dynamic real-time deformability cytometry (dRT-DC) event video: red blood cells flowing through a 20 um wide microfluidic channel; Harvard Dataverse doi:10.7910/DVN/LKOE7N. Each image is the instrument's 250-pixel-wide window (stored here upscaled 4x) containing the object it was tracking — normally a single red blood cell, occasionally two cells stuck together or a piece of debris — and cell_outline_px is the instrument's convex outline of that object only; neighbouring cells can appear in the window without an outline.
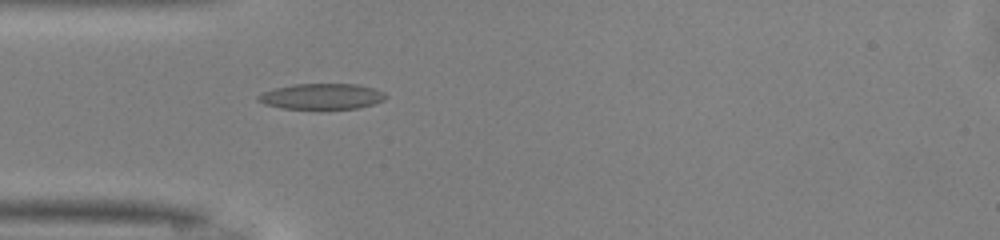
{"species": "common noctule bat (a hibernating species)", "species_latin": "Nyctalus noctula", "temperature_condition": "warm", "stored_images_in_passage": 43, "camera_frame_rate_fps": 3000, "um_per_image_px": 0.085, "animal": {"sex": "male", "body_mass_g": 13.0, "forearm_length_mm": 53.1}, "frame": {"image": 1, "passage_image": 14, "time_ms": 4.333, "image_size_px": [1000, 240], "cell_outline_px": [[388, 96], [384, 100], [360, 108], [280, 108], [264, 104], [256, 100], [256, 96], [264, 92], [276, 88], [296, 84], [356, 84], [372, 88], [384, 92]], "centroid_in_image_um": [27.34, 8.19], "position_along_channel_um": 57.7, "area_um2": 18.9}}
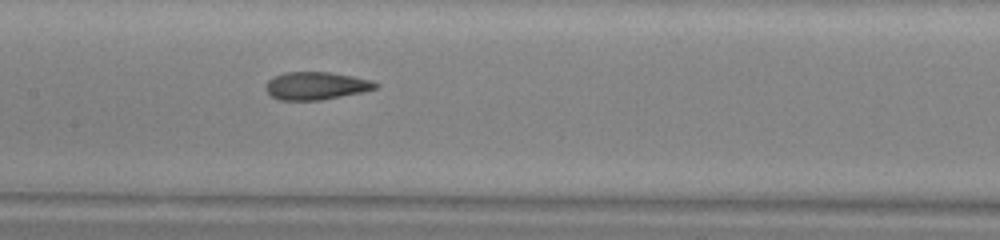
{"frame": {"image": 2, "passage_image": 23, "time_ms": 7.333, "image_size_px": [1000, 240], "cell_outline_px": [[380, 84], [376, 88], [360, 92], [320, 100], [280, 100], [272, 96], [264, 88], [268, 80], [284, 72], [328, 72], [352, 76], [368, 80]], "centroid_in_image_um": [26.82, 7.29], "position_along_channel_um": 180.6, "area_um2": 17.46}}
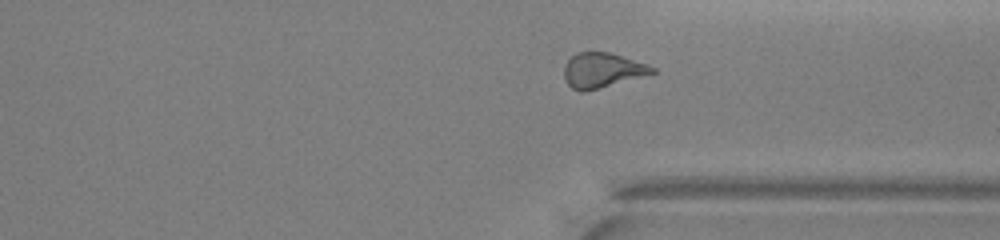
{"frame": {"image": 3, "passage_image": 36, "time_ms": 11.667, "image_size_px": [1000, 240], "cell_outline_px": [[656, 72], [584, 92], [580, 92], [572, 88], [564, 80], [564, 64], [576, 52], [608, 52], [648, 64], [656, 68]], "centroid_in_image_um": [51.15, 5.97], "position_along_channel_um": 360.2, "area_um2": 17.74}, "authors_computed_cell_mechanics": {"area_um2": 18.6694, "velocity_mm_per_s": 4.1537, "shape_relaxation_time_tau1_ms": 11.2428, "shape_relaxation_time_tau2_ms": 2.0288, "deformation_change_tau1": 0.2824, "deformation_change_tau2": 0.1036}}